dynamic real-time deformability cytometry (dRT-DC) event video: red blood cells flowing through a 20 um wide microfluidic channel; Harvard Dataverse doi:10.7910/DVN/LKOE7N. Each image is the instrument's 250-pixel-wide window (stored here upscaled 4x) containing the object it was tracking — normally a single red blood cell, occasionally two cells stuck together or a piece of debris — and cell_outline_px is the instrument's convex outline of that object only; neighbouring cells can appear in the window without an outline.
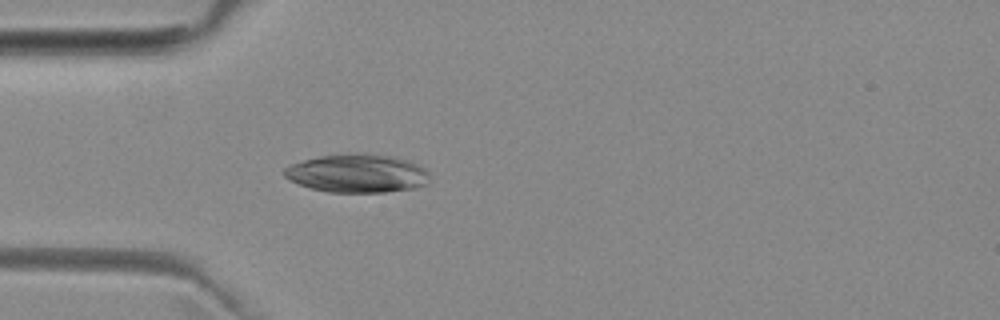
{"species": "common noctule bat (a hibernating species)", "species_latin": "Nyctalus noctula", "temperature_condition": "room temperature", "stored_images_in_passage": 3, "camera_frame_rate_fps": 3000, "um_per_image_px": 0.085, "animal": {"sex": "female", "body_mass_g": 29.2, "forearm_length_mm": 56.3}, "frame": {"image": 1, "passage_image": 3, "time_ms": 3.333, "image_size_px": [1000, 320], "cell_outline_px": [[428, 184], [416, 188], [384, 192], [328, 192], [312, 188], [300, 184], [284, 176], [284, 168], [292, 164], [304, 160], [320, 156], [348, 152], [364, 152], [392, 156], [408, 160], [424, 168], [428, 172]], "centroid_in_image_um": [30.4, 14.72], "position_along_channel_um": 54.6, "area_um2": 32.71}}